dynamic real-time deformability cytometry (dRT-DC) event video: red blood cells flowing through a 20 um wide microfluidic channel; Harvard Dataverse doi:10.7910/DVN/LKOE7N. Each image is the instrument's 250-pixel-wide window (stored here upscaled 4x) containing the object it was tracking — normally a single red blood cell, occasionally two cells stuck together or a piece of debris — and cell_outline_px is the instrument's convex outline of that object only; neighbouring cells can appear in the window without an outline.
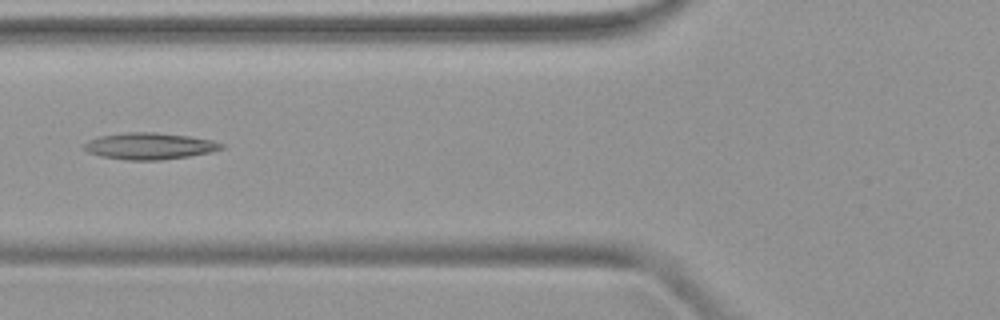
{"species": "common noctule bat (a hibernating species)", "species_latin": "Nyctalus noctula", "temperature_condition": "warm", "stored_images_in_passage": 47, "camera_frame_rate_fps": 3000, "um_per_image_px": 0.085, "animal": {"sex": "female", "body_mass_g": 19.9}, "frame": {"image": 1, "passage_image": 18, "time_ms": 5.667, "image_size_px": [1000, 320], "cell_outline_px": [[224, 148], [212, 152], [188, 156], [160, 160], [124, 160], [100, 156], [88, 152], [84, 148], [84, 144], [88, 140], [96, 136], [124, 132], [156, 132], [188, 136], [212, 140], [224, 144]], "centroid_in_image_um": [12.68, 12.41], "position_along_channel_um": 113.1, "area_um2": 21.44}}
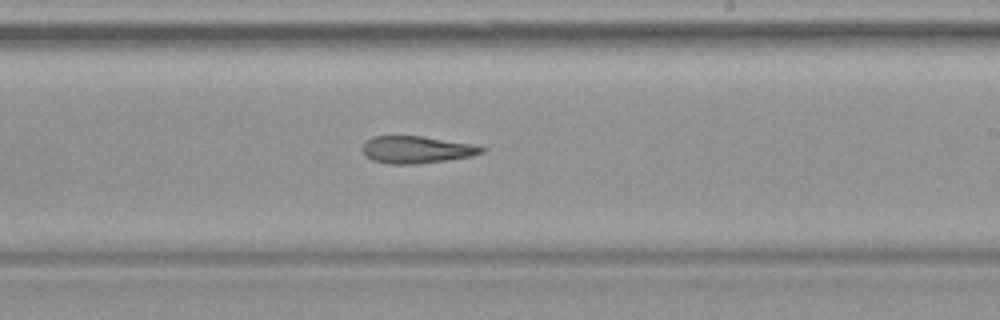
{"frame": {"image": 2, "passage_image": 28, "time_ms": 9.0, "image_size_px": [1000, 320], "cell_outline_px": [[488, 148], [484, 152], [472, 156], [448, 160], [420, 164], [388, 164], [372, 160], [364, 156], [360, 148], [372, 136], [420, 136], [472, 144]], "centroid_in_image_um": [35.39, 12.73], "position_along_channel_um": 253.6, "area_um2": 19.07}}
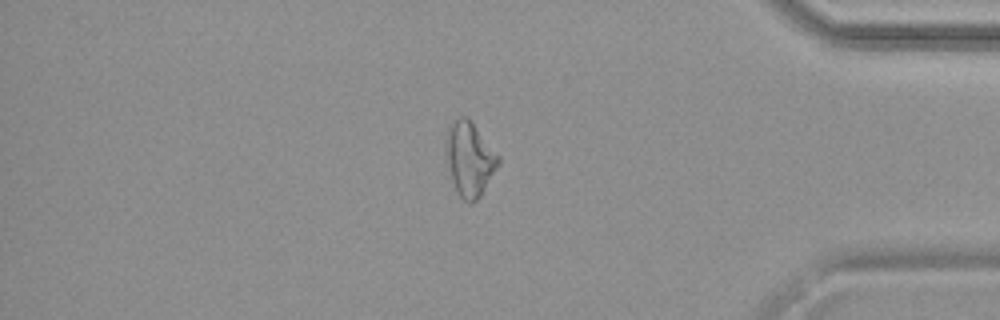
{"frame": {"image": 3, "passage_image": 40, "time_ms": 13.0, "image_size_px": [1000, 320], "cell_outline_px": [[500, 164], [480, 196], [472, 204], [468, 204], [456, 192], [444, 160], [444, 148], [448, 128], [460, 116], [468, 116], [472, 120], [500, 156]], "centroid_in_image_um": [39.9, 13.51], "position_along_channel_um": 395.3, "area_um2": 23.29}}